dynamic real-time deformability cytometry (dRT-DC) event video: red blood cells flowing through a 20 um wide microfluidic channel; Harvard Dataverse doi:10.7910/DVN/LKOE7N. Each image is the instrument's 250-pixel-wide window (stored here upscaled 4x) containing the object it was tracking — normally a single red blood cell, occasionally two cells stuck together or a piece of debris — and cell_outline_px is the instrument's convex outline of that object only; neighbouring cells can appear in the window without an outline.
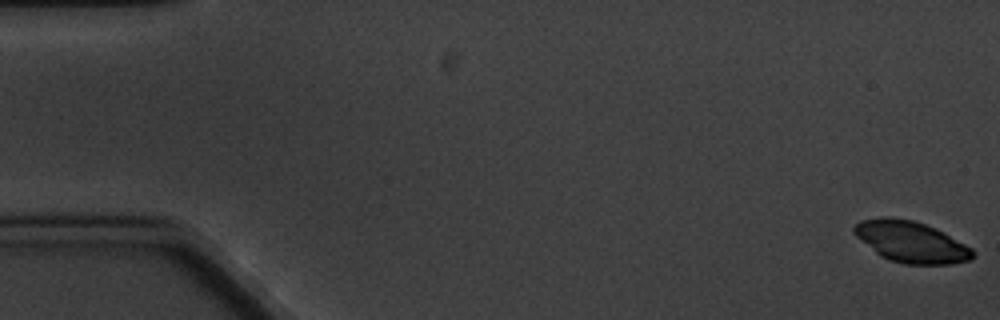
{"species": "common noctule bat (a hibernating species)", "species_latin": "Nyctalus noctula", "temperature_condition": "cold", "stored_images_in_passage": 6, "camera_frame_rate_fps": 3000, "um_per_image_px": 0.085, "animal": {"sex": "male", "body_mass_g": 20.1, "forearm_length_mm": 53.5}, "frame": {"image": 1, "passage_image": 1, "time_ms": 0.0, "image_size_px": [1000, 320], "cell_outline_px": [[976, 252], [972, 260], [952, 264], [904, 264], [888, 260], [880, 256], [856, 236], [852, 232], [852, 228], [860, 220], [884, 216], [892, 216], [912, 220], [924, 224], [972, 248]], "centroid_in_image_um": [77.4, 20.56], "position_along_channel_um": 7.6, "area_um2": 28.38}}